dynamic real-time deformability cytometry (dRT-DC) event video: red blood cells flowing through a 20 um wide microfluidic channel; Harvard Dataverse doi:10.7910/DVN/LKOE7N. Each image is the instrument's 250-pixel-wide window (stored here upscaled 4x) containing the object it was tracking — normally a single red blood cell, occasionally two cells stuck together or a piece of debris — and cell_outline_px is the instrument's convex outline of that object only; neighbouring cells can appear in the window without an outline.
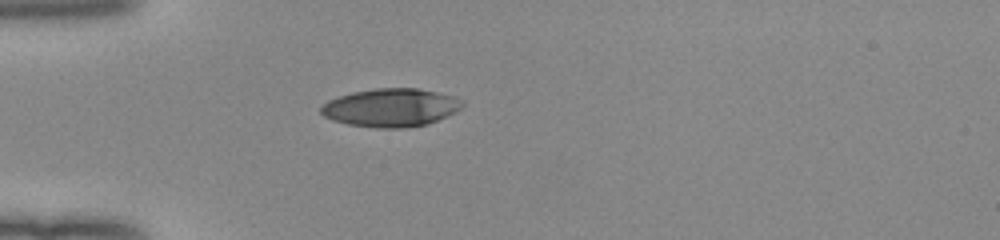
{"species": "human", "species_latin": "Homo sapiens", "temperature_condition": "room temperature", "stored_images_in_passage": 37, "camera_frame_rate_fps": 3000, "um_per_image_px": 0.085, "donor": {"sex": "female"}, "frame": {"image": 1, "passage_image": 1, "time_ms": 0.0, "image_size_px": [1000, 240], "cell_outline_px": [[464, 104], [456, 112], [428, 124], [404, 128], [376, 128], [348, 124], [332, 120], [324, 116], [320, 112], [320, 108], [328, 100], [352, 92], [376, 88], [416, 88], [456, 96], [464, 100]], "centroid_in_image_um": [33.24, 9.15], "position_along_channel_um": 51.8, "area_um2": 31.62}}
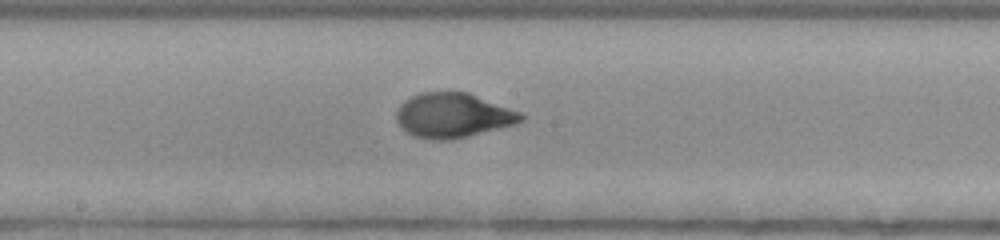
{"frame": {"image": 2, "passage_image": 14, "time_ms": 4.333, "image_size_px": [1000, 240], "cell_outline_px": [[524, 120], [516, 124], [452, 140], [428, 140], [412, 136], [396, 120], [396, 112], [400, 104], [404, 100], [420, 92], [468, 92], [520, 112], [524, 116]], "centroid_in_image_um": [38.49, 9.81], "position_along_channel_um": 209.7, "area_um2": 32.43}}
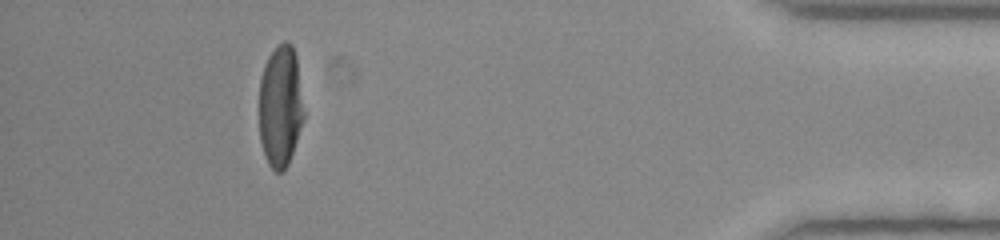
{"frame": {"image": 3, "passage_image": 33, "time_ms": 10.667, "image_size_px": [1000, 240], "cell_outline_px": [[304, 120], [288, 164], [284, 172], [276, 172], [268, 164], [264, 156], [260, 140], [260, 76], [264, 64], [268, 56], [284, 40], [288, 40], [292, 44], [296, 56], [304, 112]], "centroid_in_image_um": [23.83, 9.04], "position_along_channel_um": 411.4, "area_um2": 31.85}, "authors_computed_cell_mechanics": {"area_um2": 32.5992, "velocity_mm_per_s": 4.0004, "shape_relaxation_time_tau1_ms": 3.8967, "shape_relaxation_time_tau2_ms": null, "deformation_change_tau1": 0.2201, "deformation_change_tau2": null}}